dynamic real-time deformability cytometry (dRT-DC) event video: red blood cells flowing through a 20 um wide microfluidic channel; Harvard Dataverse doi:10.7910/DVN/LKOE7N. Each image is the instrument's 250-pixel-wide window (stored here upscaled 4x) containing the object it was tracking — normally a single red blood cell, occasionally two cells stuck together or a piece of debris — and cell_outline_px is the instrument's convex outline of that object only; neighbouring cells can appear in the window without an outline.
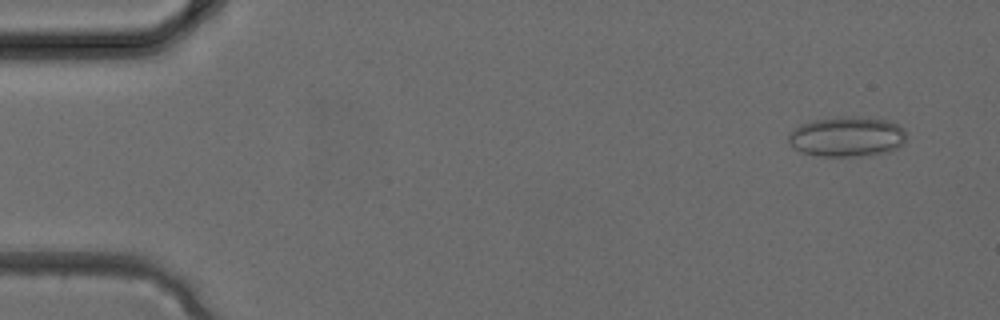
{"species": "common noctule bat (a hibernating species)", "species_latin": "Nyctalus noctula", "temperature_condition": "cold", "stored_images_in_passage": 3, "camera_frame_rate_fps": 3000, "um_per_image_px": 0.085, "animal": {"sex": "female", "body_mass_g": 24.6, "forearm_length_mm": 56.2}, "frame": {"image": 1, "passage_image": 1, "time_ms": 0.0, "image_size_px": [1000, 320], "cell_outline_px": [[904, 144], [888, 152], [860, 156], [820, 156], [800, 152], [792, 148], [788, 144], [788, 136], [800, 124], [812, 120], [836, 116], [852, 116], [888, 120], [904, 128]], "centroid_in_image_um": [71.96, 11.61], "position_along_channel_um": 13.0, "area_um2": 27.74}}